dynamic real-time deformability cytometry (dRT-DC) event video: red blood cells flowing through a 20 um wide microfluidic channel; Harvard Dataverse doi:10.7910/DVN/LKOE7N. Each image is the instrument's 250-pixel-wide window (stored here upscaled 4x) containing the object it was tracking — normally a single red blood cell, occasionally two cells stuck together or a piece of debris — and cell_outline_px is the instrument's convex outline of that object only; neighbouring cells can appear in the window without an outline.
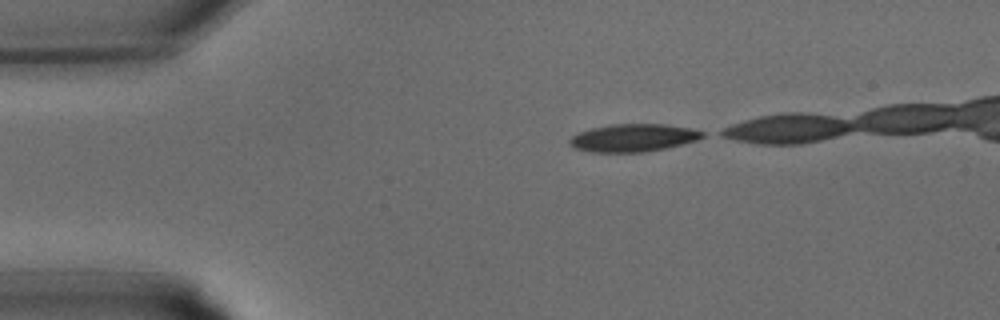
{"species": "common noctule bat (a hibernating species)", "species_latin": "Nyctalus noctula", "temperature_condition": "warm", "stored_images_in_passage": 9, "camera_frame_rate_fps": 3000, "um_per_image_px": 0.085, "animal": {"sex": "male", "body_mass_g": 15.6}, "frame": {"image": 1, "passage_image": 1, "time_ms": 0.0, "image_size_px": [1000, 320], "cell_outline_px": [[704, 136], [696, 140], [664, 148], [644, 152], [592, 152], [572, 148], [568, 144], [568, 140], [572, 136], [580, 132], [592, 128], [608, 124], [664, 124], [692, 128], [704, 132]], "centroid_in_image_um": [53.78, 11.71], "position_along_channel_um": 31.2, "area_um2": 21.44}}
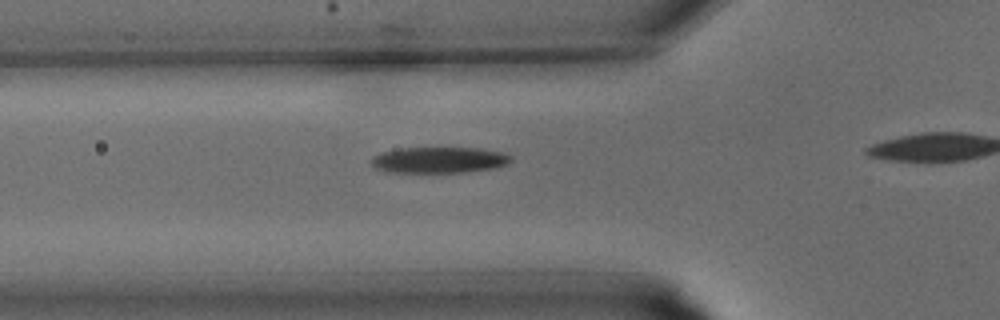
{"frame": {"image": 2, "passage_image": 6, "time_ms": 1.667, "image_size_px": [1000, 320], "cell_outline_px": [[512, 160], [508, 164], [496, 168], [468, 172], [384, 172], [376, 168], [372, 164], [372, 156], [384, 152], [400, 148], [476, 148], [504, 152], [512, 156]], "centroid_in_image_um": [37.38, 13.6], "position_along_channel_um": 88.4, "area_um2": 21.27}}
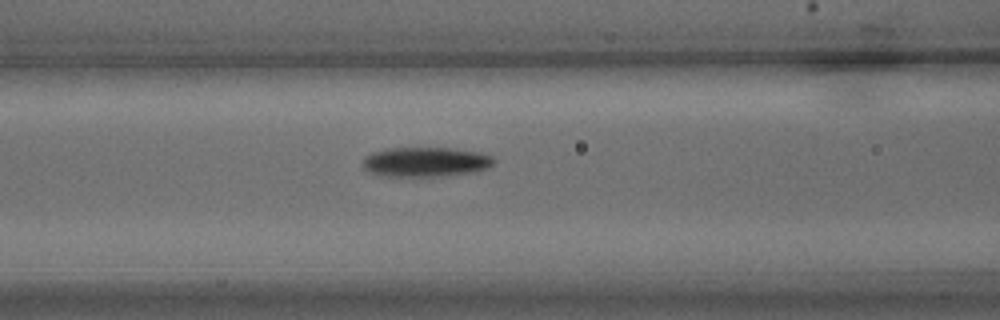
{"frame": {"image": 3, "passage_image": 8, "time_ms": 2.333, "image_size_px": [1000, 320], "cell_outline_px": [[496, 160], [488, 168], [476, 172], [440, 176], [380, 176], [364, 168], [364, 156], [388, 148], [452, 148], [480, 152], [492, 156]], "centroid_in_image_um": [36.23, 13.76], "position_along_channel_um": 130.4, "area_um2": 22.6}}